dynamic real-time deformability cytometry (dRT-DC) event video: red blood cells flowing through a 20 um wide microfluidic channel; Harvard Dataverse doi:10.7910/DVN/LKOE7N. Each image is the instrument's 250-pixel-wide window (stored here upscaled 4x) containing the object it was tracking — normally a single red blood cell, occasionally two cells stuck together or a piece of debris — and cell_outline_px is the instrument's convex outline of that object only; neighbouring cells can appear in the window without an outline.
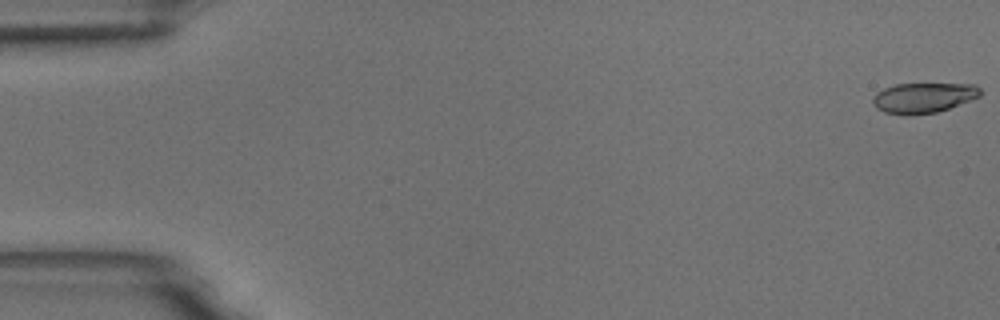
{"species": "common noctule bat (a hibernating species)", "species_latin": "Nyctalus noctula", "temperature_condition": "room temperature", "stored_images_in_passage": 55, "camera_frame_rate_fps": 3000, "um_per_image_px": 0.085, "animal": {"sex": "male", "body_mass_g": 18.8}, "frame": {"image": 1, "passage_image": 1, "time_ms": 0.0, "image_size_px": [1000, 320], "cell_outline_px": [[980, 96], [948, 108], [936, 112], [908, 116], [904, 116], [884, 112], [876, 108], [872, 104], [872, 100], [876, 92], [884, 88], [896, 84], [976, 84], [980, 88]], "centroid_in_image_um": [78.44, 8.32], "position_along_channel_um": 6.6, "area_um2": 18.96}}
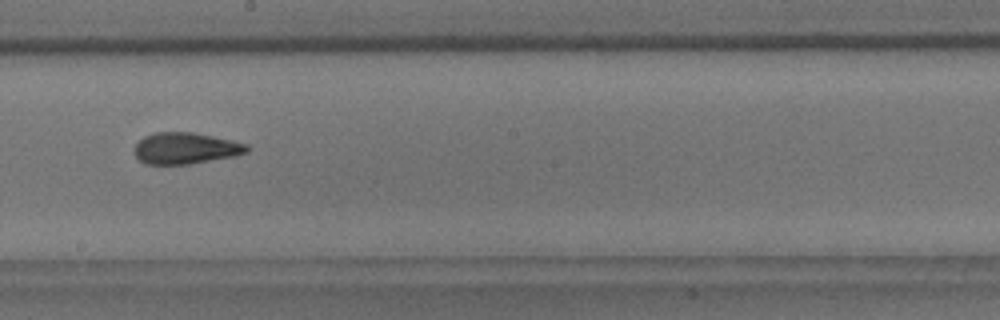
{"frame": {"image": 2, "passage_image": 31, "time_ms": 10.0, "image_size_px": [1000, 320], "cell_outline_px": [[252, 148], [248, 152], [236, 156], [188, 164], [144, 164], [132, 152], [136, 144], [144, 136], [156, 132], [192, 132], [232, 140], [248, 144]], "centroid_in_image_um": [15.79, 12.6], "position_along_channel_um": 232.4, "area_um2": 20.75}}
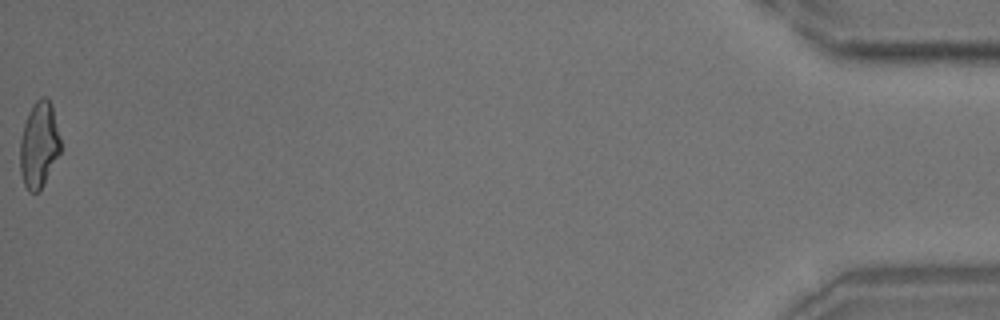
{"frame": {"image": 3, "passage_image": 55, "time_ms": 18.0, "image_size_px": [1000, 320], "cell_outline_px": [[60, 152], [44, 184], [36, 192], [28, 192], [24, 184], [20, 172], [20, 140], [24, 124], [28, 112], [32, 104], [40, 96], [44, 96], [52, 104], [60, 140]], "centroid_in_image_um": [3.3, 12.29], "position_along_channel_um": 431.9, "area_um2": 20.23}, "authors_computed_cell_mechanics": {"area_um2": 20.4034, "velocity_mm_per_s": 3.7323, "shape_relaxation_time_tau1_ms": 5.099, "shape_relaxation_time_tau2_ms": 1.8281, "deformation_change_tau1": 0.1916, "deformation_change_tau2": 0.1008}}